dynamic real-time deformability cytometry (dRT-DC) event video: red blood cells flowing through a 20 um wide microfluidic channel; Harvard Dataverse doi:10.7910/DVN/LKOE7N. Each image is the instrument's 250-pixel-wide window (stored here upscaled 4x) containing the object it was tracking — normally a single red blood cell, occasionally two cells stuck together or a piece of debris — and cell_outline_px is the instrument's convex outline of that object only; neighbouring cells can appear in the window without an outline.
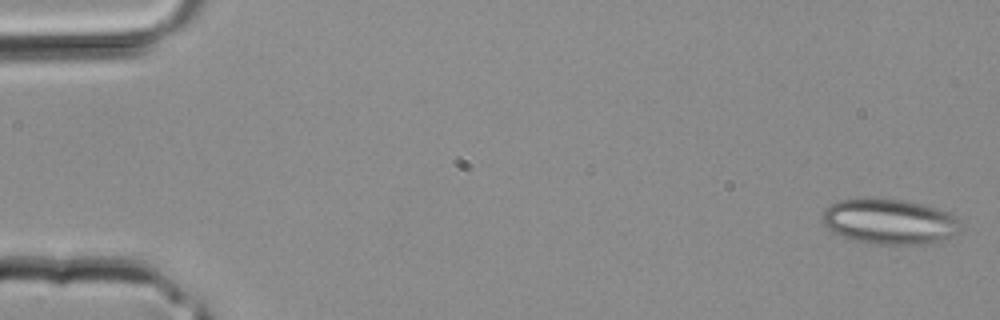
{"species": "common noctule bat (a hibernating species)", "species_latin": "Nyctalus noctula", "temperature_condition": "room temperature", "stored_images_in_passage": 2, "segment_of_instrument_passage": [2, 2], "camera_frame_rate_fps": 3000, "um_per_image_px": 0.085, "animal": {"sex": "male", "body_mass_g": 20.4}, "frame": {"image": 1, "passage_image": 2, "time_ms": 0.333, "image_size_px": [1000, 320], "cell_outline_px": [[960, 232], [956, 236], [932, 244], [876, 244], [852, 240], [828, 228], [824, 224], [824, 208], [836, 200], [868, 196], [876, 196], [904, 200], [936, 208], [948, 212], [956, 216], [960, 220]], "centroid_in_image_um": [75.64, 18.81], "position_along_channel_um": 9.4, "area_um2": 37.28}}